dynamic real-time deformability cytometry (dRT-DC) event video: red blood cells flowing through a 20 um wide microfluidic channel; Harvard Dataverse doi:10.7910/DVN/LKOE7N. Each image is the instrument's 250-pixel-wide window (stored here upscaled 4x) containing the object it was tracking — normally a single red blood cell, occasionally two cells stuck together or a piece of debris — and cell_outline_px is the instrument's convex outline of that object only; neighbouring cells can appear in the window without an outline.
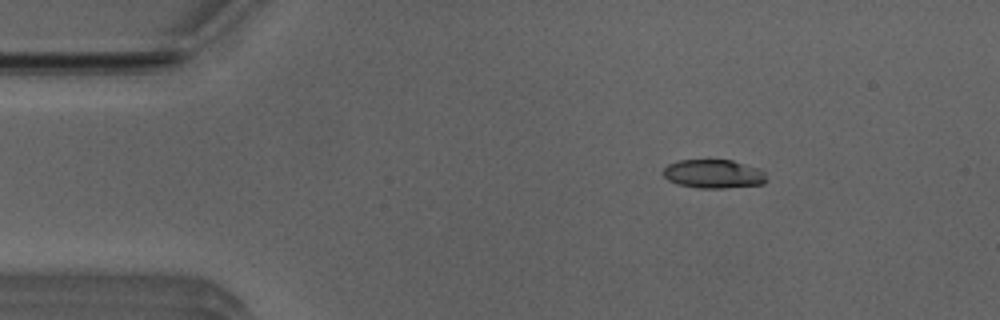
{"species": "Egyptian fruit bat (a non-hibernating species)", "species_latin": "Rousettus aegyptiacus", "temperature_condition": "room temperature", "stored_images_in_passage": 45, "camera_frame_rate_fps": 3000, "um_per_image_px": 0.085, "animal": {"sex": "male"}, "frame": {"image": 1, "passage_image": 1, "time_ms": 0.0, "image_size_px": [1000, 320], "cell_outline_px": [[768, 180], [764, 184], [724, 188], [700, 188], [680, 184], [668, 180], [660, 172], [668, 164], [680, 160], [732, 160], [760, 168], [764, 172]], "centroid_in_image_um": [60.67, 14.78], "position_along_channel_um": 24.3, "area_um2": 17.4}}
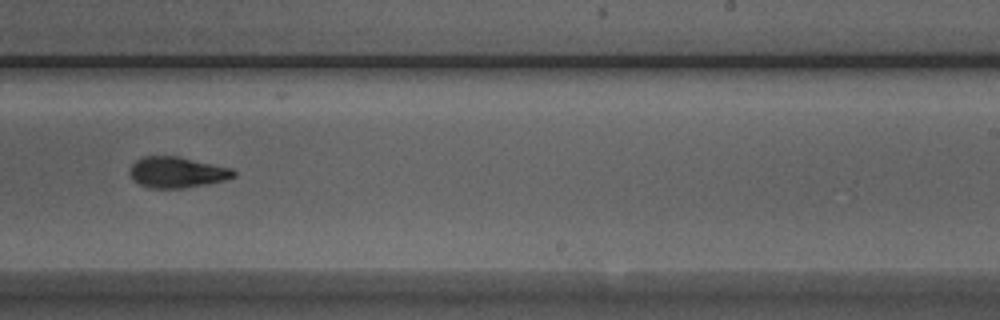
{"frame": {"image": 2, "passage_image": 25, "time_ms": 8.0, "image_size_px": [1000, 320], "cell_outline_px": [[236, 176], [224, 180], [208, 184], [184, 188], [148, 188], [132, 180], [132, 164], [136, 160], [144, 156], [176, 156], [232, 168], [236, 172]], "centroid_in_image_um": [15.07, 14.65], "position_along_channel_um": 273.9, "area_um2": 18.55}}
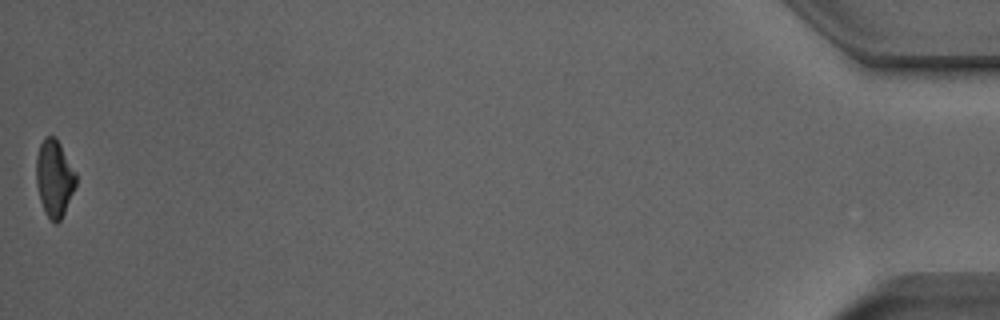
{"frame": {"image": 3, "passage_image": 45, "time_ms": 14.667, "image_size_px": [1000, 320], "cell_outline_px": [[76, 184], [64, 212], [60, 220], [56, 224], [44, 212], [40, 200], [36, 184], [36, 156], [40, 144], [44, 136], [56, 136], [76, 172]], "centroid_in_image_um": [4.6, 15.11], "position_along_channel_um": 430.6, "area_um2": 17.8}, "authors_computed_cell_mechanics": {"area_um2": 18.6116, "velocity_mm_per_s": 3.9348, "shape_relaxation_time_tau1_ms": 5.5479, "shape_relaxation_time_tau2_ms": 2.3066, "deformation_change_tau1": 0.1663, "deformation_change_tau2": 0.0889}}